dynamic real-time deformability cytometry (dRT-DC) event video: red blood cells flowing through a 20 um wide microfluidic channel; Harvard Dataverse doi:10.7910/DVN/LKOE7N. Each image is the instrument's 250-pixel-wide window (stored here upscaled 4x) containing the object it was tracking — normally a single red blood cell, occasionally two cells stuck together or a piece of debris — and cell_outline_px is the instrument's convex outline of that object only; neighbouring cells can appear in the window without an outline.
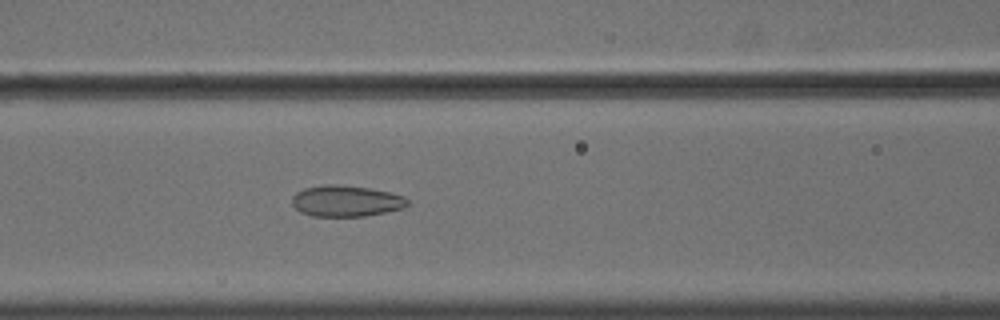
{"species": "common noctule bat (a hibernating species)", "species_latin": "Nyctalus noctula", "temperature_condition": "cold", "stored_images_in_passage": 56, "camera_frame_rate_fps": 3000, "um_per_image_px": 0.085, "animal": {"sex": "male", "body_mass_g": 18.8}, "frame": {"image": 1, "passage_image": 25, "time_ms": 8.0, "image_size_px": [1000, 320], "cell_outline_px": [[408, 204], [404, 208], [364, 216], [312, 216], [300, 212], [292, 204], [292, 196], [296, 192], [304, 188], [328, 184], [332, 184], [372, 188], [404, 196], [408, 200]], "centroid_in_image_um": [29.4, 17.08], "position_along_channel_um": 137.2, "area_um2": 20.92}}
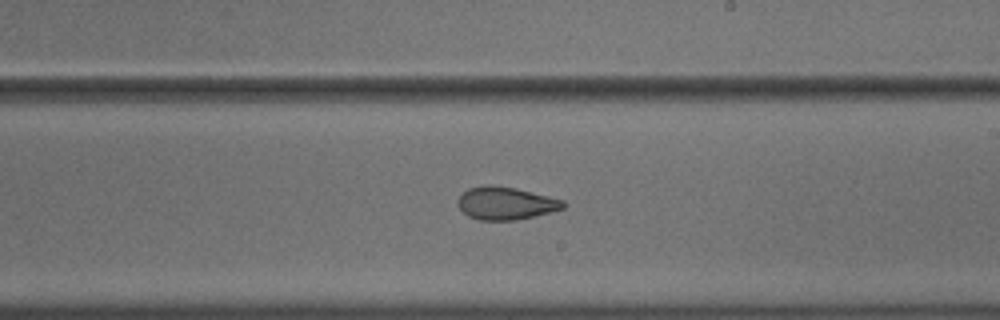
{"frame": {"image": 2, "passage_image": 34, "time_ms": 11.0, "image_size_px": [1000, 320], "cell_outline_px": [[564, 208], [552, 212], [516, 220], [480, 220], [468, 216], [460, 208], [456, 200], [468, 188], [484, 184], [492, 184], [516, 188], [564, 200]], "centroid_in_image_um": [42.97, 17.26], "position_along_channel_um": 246.0, "area_um2": 20.17}}
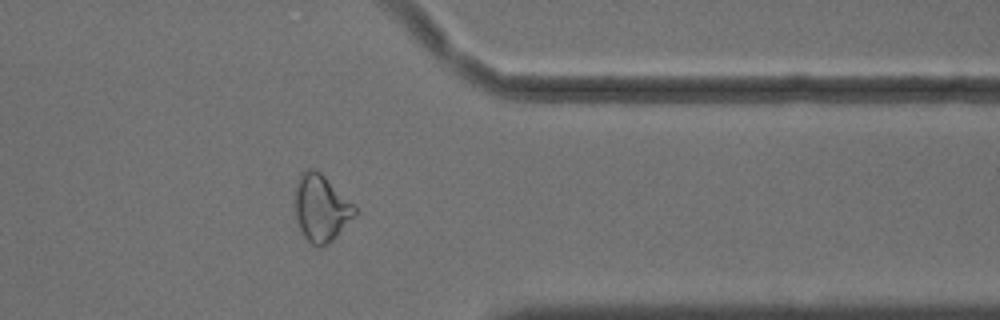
{"frame": {"image": 3, "passage_image": 46, "time_ms": 15.0, "image_size_px": [1000, 320], "cell_outline_px": [[356, 216], [328, 244], [320, 248], [316, 248], [304, 236], [296, 220], [296, 184], [304, 168], [312, 168], [320, 172], [356, 204]], "centroid_in_image_um": [27.33, 17.69], "position_along_channel_um": 384.1, "area_um2": 23.47}, "authors_computed_cell_mechanics": {"area_um2": 24.0737, "velocity_mm_per_s": 3.6311, "shape_relaxation_time_tau1_ms": null, "shape_relaxation_time_tau2_ms": 2.4813, "deformation_change_tau1": null, "deformation_change_tau2": 0.0702}}